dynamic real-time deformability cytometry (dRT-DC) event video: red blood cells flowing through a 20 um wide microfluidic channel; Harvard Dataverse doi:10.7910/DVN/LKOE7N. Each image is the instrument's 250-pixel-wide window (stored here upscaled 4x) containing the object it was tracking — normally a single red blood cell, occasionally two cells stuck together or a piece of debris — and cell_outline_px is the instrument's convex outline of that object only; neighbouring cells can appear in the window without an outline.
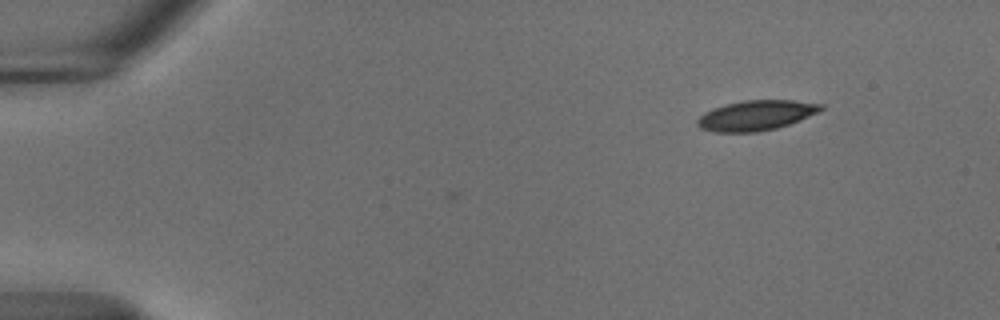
{"species": "common noctule bat (a hibernating species)", "species_latin": "Nyctalus noctula", "temperature_condition": "cold", "stored_images_in_passage": 4, "camera_frame_rate_fps": 3000, "um_per_image_px": 0.085, "animal": {"sex": "male", "body_mass_g": 18.8}, "frame": {"image": 1, "passage_image": 1, "time_ms": 0.0, "image_size_px": [1000, 320], "cell_outline_px": [[824, 108], [800, 120], [776, 128], [756, 132], [716, 132], [700, 128], [696, 124], [696, 120], [704, 112], [712, 108], [744, 100], [792, 100], [824, 104]], "centroid_in_image_um": [64.24, 9.8], "position_along_channel_um": 20.8, "area_um2": 21.5}}